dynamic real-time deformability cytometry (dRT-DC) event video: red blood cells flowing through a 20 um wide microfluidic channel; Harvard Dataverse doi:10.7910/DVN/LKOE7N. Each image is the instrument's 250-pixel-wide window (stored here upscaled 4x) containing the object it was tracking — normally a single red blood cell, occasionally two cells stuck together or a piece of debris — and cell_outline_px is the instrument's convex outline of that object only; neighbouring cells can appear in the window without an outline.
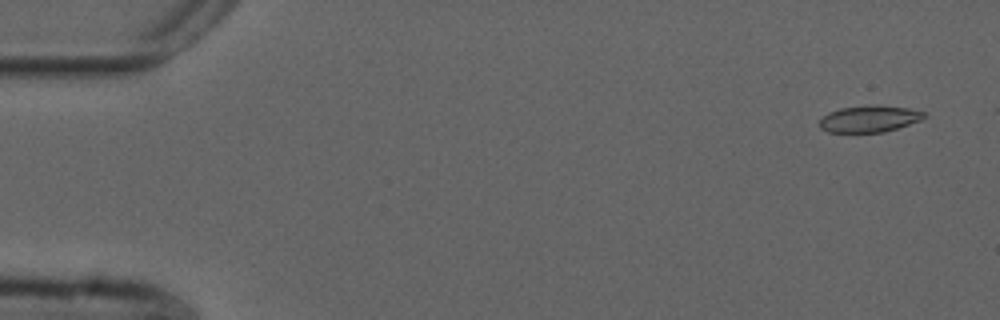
{"species": "common noctule bat (a hibernating species)", "species_latin": "Nyctalus noctula", "temperature_condition": "cold", "stored_images_in_passage": 55, "camera_frame_rate_fps": 3000, "um_per_image_px": 0.085, "animal": {"sex": "male", "forearm_length_mm": 52.5}, "frame": {"image": 1, "passage_image": 3, "time_ms": 0.667, "image_size_px": [1000, 320], "cell_outline_px": [[928, 116], [920, 120], [884, 132], [828, 132], [820, 128], [820, 120], [828, 112], [840, 108], [872, 104], [908, 108], [924, 112]], "centroid_in_image_um": [73.89, 10.09], "position_along_channel_um": 11.1, "area_um2": 16.18}}
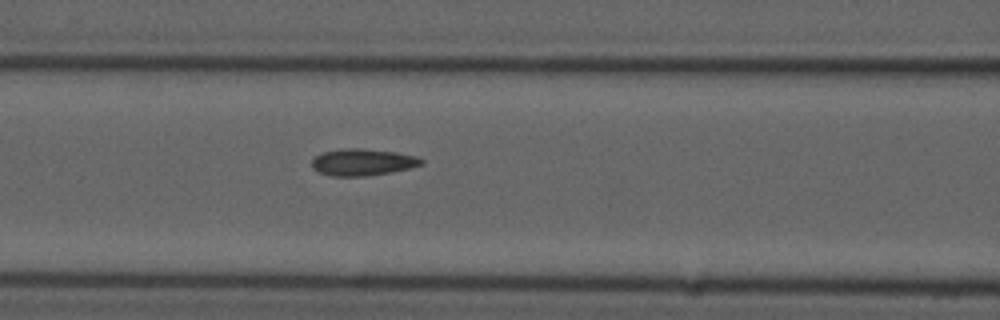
{"frame": {"image": 2, "passage_image": 23, "time_ms": 7.333, "image_size_px": [1000, 320], "cell_outline_px": [[424, 164], [392, 172], [364, 176], [332, 176], [320, 172], [312, 168], [312, 160], [316, 156], [324, 152], [348, 148], [364, 148], [396, 152], [416, 156], [424, 160]], "centroid_in_image_um": [30.85, 13.78], "position_along_channel_um": 135.8, "area_um2": 16.99}}
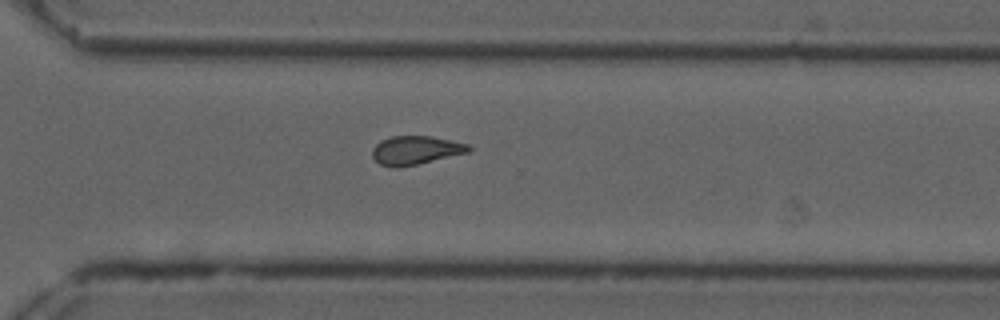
{"frame": {"image": 3, "passage_image": 39, "time_ms": 12.667, "image_size_px": [1000, 320], "cell_outline_px": [[472, 148], [468, 152], [400, 168], [392, 168], [380, 164], [372, 156], [372, 148], [380, 140], [392, 136], [432, 136], [468, 144]], "centroid_in_image_um": [35.29, 12.77], "position_along_channel_um": 335.3, "area_um2": 16.07}, "authors_computed_cell_mechanics": {"area_um2": 16.473, "velocity_mm_per_s": 3.7525, "shape_relaxation_time_tau1_ms": null, "shape_relaxation_time_tau2_ms": 3.0172, "deformation_change_tau1": null, "deformation_change_tau2": 0.0737}}